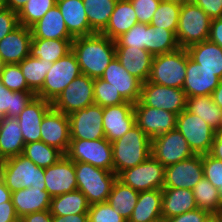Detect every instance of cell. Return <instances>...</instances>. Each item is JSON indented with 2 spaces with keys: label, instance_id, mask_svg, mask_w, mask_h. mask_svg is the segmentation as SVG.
<instances>
[{
  "label": "cell",
  "instance_id": "obj_1",
  "mask_svg": "<svg viewBox=\"0 0 222 222\" xmlns=\"http://www.w3.org/2000/svg\"><path fill=\"white\" fill-rule=\"evenodd\" d=\"M72 52L77 58L81 73L97 79L115 58V41L101 33L75 37Z\"/></svg>",
  "mask_w": 222,
  "mask_h": 222
},
{
  "label": "cell",
  "instance_id": "obj_2",
  "mask_svg": "<svg viewBox=\"0 0 222 222\" xmlns=\"http://www.w3.org/2000/svg\"><path fill=\"white\" fill-rule=\"evenodd\" d=\"M111 144L113 172L116 175L143 163L151 156V139L136 124Z\"/></svg>",
  "mask_w": 222,
  "mask_h": 222
},
{
  "label": "cell",
  "instance_id": "obj_3",
  "mask_svg": "<svg viewBox=\"0 0 222 222\" xmlns=\"http://www.w3.org/2000/svg\"><path fill=\"white\" fill-rule=\"evenodd\" d=\"M0 177L11 192L30 187L46 190L44 168L22 154L1 161Z\"/></svg>",
  "mask_w": 222,
  "mask_h": 222
},
{
  "label": "cell",
  "instance_id": "obj_4",
  "mask_svg": "<svg viewBox=\"0 0 222 222\" xmlns=\"http://www.w3.org/2000/svg\"><path fill=\"white\" fill-rule=\"evenodd\" d=\"M77 190L81 191L90 205L106 202L117 175L114 172L88 163L75 162Z\"/></svg>",
  "mask_w": 222,
  "mask_h": 222
},
{
  "label": "cell",
  "instance_id": "obj_5",
  "mask_svg": "<svg viewBox=\"0 0 222 222\" xmlns=\"http://www.w3.org/2000/svg\"><path fill=\"white\" fill-rule=\"evenodd\" d=\"M212 19L191 0L183 1L180 9L176 38L180 48L209 39Z\"/></svg>",
  "mask_w": 222,
  "mask_h": 222
},
{
  "label": "cell",
  "instance_id": "obj_6",
  "mask_svg": "<svg viewBox=\"0 0 222 222\" xmlns=\"http://www.w3.org/2000/svg\"><path fill=\"white\" fill-rule=\"evenodd\" d=\"M187 66V50L179 48L170 53L153 56L150 75L147 81L182 89Z\"/></svg>",
  "mask_w": 222,
  "mask_h": 222
},
{
  "label": "cell",
  "instance_id": "obj_7",
  "mask_svg": "<svg viewBox=\"0 0 222 222\" xmlns=\"http://www.w3.org/2000/svg\"><path fill=\"white\" fill-rule=\"evenodd\" d=\"M81 73L75 54L71 51L58 59L48 70L42 88L37 97L53 103L62 91Z\"/></svg>",
  "mask_w": 222,
  "mask_h": 222
},
{
  "label": "cell",
  "instance_id": "obj_8",
  "mask_svg": "<svg viewBox=\"0 0 222 222\" xmlns=\"http://www.w3.org/2000/svg\"><path fill=\"white\" fill-rule=\"evenodd\" d=\"M74 162L91 164L113 172L112 144L106 138L96 140L70 139L65 154Z\"/></svg>",
  "mask_w": 222,
  "mask_h": 222
},
{
  "label": "cell",
  "instance_id": "obj_9",
  "mask_svg": "<svg viewBox=\"0 0 222 222\" xmlns=\"http://www.w3.org/2000/svg\"><path fill=\"white\" fill-rule=\"evenodd\" d=\"M165 169L166 167L151 155L143 163L121 171L117 179L138 192L162 190Z\"/></svg>",
  "mask_w": 222,
  "mask_h": 222
},
{
  "label": "cell",
  "instance_id": "obj_10",
  "mask_svg": "<svg viewBox=\"0 0 222 222\" xmlns=\"http://www.w3.org/2000/svg\"><path fill=\"white\" fill-rule=\"evenodd\" d=\"M176 128L186 139L194 154L210 153L216 131L201 117L185 109L177 115Z\"/></svg>",
  "mask_w": 222,
  "mask_h": 222
},
{
  "label": "cell",
  "instance_id": "obj_11",
  "mask_svg": "<svg viewBox=\"0 0 222 222\" xmlns=\"http://www.w3.org/2000/svg\"><path fill=\"white\" fill-rule=\"evenodd\" d=\"M187 96L183 89L162 86L150 81L142 83L140 99L134 106H149L179 115L186 109Z\"/></svg>",
  "mask_w": 222,
  "mask_h": 222
},
{
  "label": "cell",
  "instance_id": "obj_12",
  "mask_svg": "<svg viewBox=\"0 0 222 222\" xmlns=\"http://www.w3.org/2000/svg\"><path fill=\"white\" fill-rule=\"evenodd\" d=\"M94 79L80 74L67 86L52 103V107L65 115L94 104Z\"/></svg>",
  "mask_w": 222,
  "mask_h": 222
},
{
  "label": "cell",
  "instance_id": "obj_13",
  "mask_svg": "<svg viewBox=\"0 0 222 222\" xmlns=\"http://www.w3.org/2000/svg\"><path fill=\"white\" fill-rule=\"evenodd\" d=\"M151 155L166 167L195 154L180 131L175 128L151 139Z\"/></svg>",
  "mask_w": 222,
  "mask_h": 222
},
{
  "label": "cell",
  "instance_id": "obj_14",
  "mask_svg": "<svg viewBox=\"0 0 222 222\" xmlns=\"http://www.w3.org/2000/svg\"><path fill=\"white\" fill-rule=\"evenodd\" d=\"M70 139L96 140L105 138L103 107L92 104L68 115Z\"/></svg>",
  "mask_w": 222,
  "mask_h": 222
},
{
  "label": "cell",
  "instance_id": "obj_15",
  "mask_svg": "<svg viewBox=\"0 0 222 222\" xmlns=\"http://www.w3.org/2000/svg\"><path fill=\"white\" fill-rule=\"evenodd\" d=\"M203 177V155L195 154L188 159L166 166L163 188L193 190Z\"/></svg>",
  "mask_w": 222,
  "mask_h": 222
},
{
  "label": "cell",
  "instance_id": "obj_16",
  "mask_svg": "<svg viewBox=\"0 0 222 222\" xmlns=\"http://www.w3.org/2000/svg\"><path fill=\"white\" fill-rule=\"evenodd\" d=\"M46 191L52 197L77 190L75 162L63 155L55 164L44 168Z\"/></svg>",
  "mask_w": 222,
  "mask_h": 222
},
{
  "label": "cell",
  "instance_id": "obj_17",
  "mask_svg": "<svg viewBox=\"0 0 222 222\" xmlns=\"http://www.w3.org/2000/svg\"><path fill=\"white\" fill-rule=\"evenodd\" d=\"M41 141L60 150L64 155L70 144L69 118L53 107L45 114L40 125Z\"/></svg>",
  "mask_w": 222,
  "mask_h": 222
},
{
  "label": "cell",
  "instance_id": "obj_18",
  "mask_svg": "<svg viewBox=\"0 0 222 222\" xmlns=\"http://www.w3.org/2000/svg\"><path fill=\"white\" fill-rule=\"evenodd\" d=\"M135 124L150 138L176 128L177 114L149 106H134Z\"/></svg>",
  "mask_w": 222,
  "mask_h": 222
},
{
  "label": "cell",
  "instance_id": "obj_19",
  "mask_svg": "<svg viewBox=\"0 0 222 222\" xmlns=\"http://www.w3.org/2000/svg\"><path fill=\"white\" fill-rule=\"evenodd\" d=\"M102 125L107 140L114 142L120 139L135 125L134 104L127 101L104 107Z\"/></svg>",
  "mask_w": 222,
  "mask_h": 222
},
{
  "label": "cell",
  "instance_id": "obj_20",
  "mask_svg": "<svg viewBox=\"0 0 222 222\" xmlns=\"http://www.w3.org/2000/svg\"><path fill=\"white\" fill-rule=\"evenodd\" d=\"M119 91L128 102L135 104L140 99L142 82L132 76L115 57L100 77Z\"/></svg>",
  "mask_w": 222,
  "mask_h": 222
},
{
  "label": "cell",
  "instance_id": "obj_21",
  "mask_svg": "<svg viewBox=\"0 0 222 222\" xmlns=\"http://www.w3.org/2000/svg\"><path fill=\"white\" fill-rule=\"evenodd\" d=\"M221 79L189 58L187 52L186 77L183 91L188 97L211 95Z\"/></svg>",
  "mask_w": 222,
  "mask_h": 222
},
{
  "label": "cell",
  "instance_id": "obj_22",
  "mask_svg": "<svg viewBox=\"0 0 222 222\" xmlns=\"http://www.w3.org/2000/svg\"><path fill=\"white\" fill-rule=\"evenodd\" d=\"M52 103L35 96L17 117L25 144L41 140L40 125Z\"/></svg>",
  "mask_w": 222,
  "mask_h": 222
},
{
  "label": "cell",
  "instance_id": "obj_23",
  "mask_svg": "<svg viewBox=\"0 0 222 222\" xmlns=\"http://www.w3.org/2000/svg\"><path fill=\"white\" fill-rule=\"evenodd\" d=\"M32 42L31 30L19 25L12 32L0 40V56L5 64H19L29 56Z\"/></svg>",
  "mask_w": 222,
  "mask_h": 222
},
{
  "label": "cell",
  "instance_id": "obj_24",
  "mask_svg": "<svg viewBox=\"0 0 222 222\" xmlns=\"http://www.w3.org/2000/svg\"><path fill=\"white\" fill-rule=\"evenodd\" d=\"M115 57L120 64L142 83L149 78L153 55L145 49L115 46Z\"/></svg>",
  "mask_w": 222,
  "mask_h": 222
},
{
  "label": "cell",
  "instance_id": "obj_25",
  "mask_svg": "<svg viewBox=\"0 0 222 222\" xmlns=\"http://www.w3.org/2000/svg\"><path fill=\"white\" fill-rule=\"evenodd\" d=\"M56 5L62 13L67 30L74 38L94 34L90 29L83 0H57Z\"/></svg>",
  "mask_w": 222,
  "mask_h": 222
},
{
  "label": "cell",
  "instance_id": "obj_26",
  "mask_svg": "<svg viewBox=\"0 0 222 222\" xmlns=\"http://www.w3.org/2000/svg\"><path fill=\"white\" fill-rule=\"evenodd\" d=\"M51 196L41 188H25L12 192V203L19 218L26 214L50 210Z\"/></svg>",
  "mask_w": 222,
  "mask_h": 222
},
{
  "label": "cell",
  "instance_id": "obj_27",
  "mask_svg": "<svg viewBox=\"0 0 222 222\" xmlns=\"http://www.w3.org/2000/svg\"><path fill=\"white\" fill-rule=\"evenodd\" d=\"M32 38L40 39H74L65 25L62 13L57 5L30 27Z\"/></svg>",
  "mask_w": 222,
  "mask_h": 222
},
{
  "label": "cell",
  "instance_id": "obj_28",
  "mask_svg": "<svg viewBox=\"0 0 222 222\" xmlns=\"http://www.w3.org/2000/svg\"><path fill=\"white\" fill-rule=\"evenodd\" d=\"M197 208L193 191L181 188L162 189V220L184 214Z\"/></svg>",
  "mask_w": 222,
  "mask_h": 222
},
{
  "label": "cell",
  "instance_id": "obj_29",
  "mask_svg": "<svg viewBox=\"0 0 222 222\" xmlns=\"http://www.w3.org/2000/svg\"><path fill=\"white\" fill-rule=\"evenodd\" d=\"M25 142L21 133V128L14 117H4L0 120V159H5L21 155Z\"/></svg>",
  "mask_w": 222,
  "mask_h": 222
},
{
  "label": "cell",
  "instance_id": "obj_30",
  "mask_svg": "<svg viewBox=\"0 0 222 222\" xmlns=\"http://www.w3.org/2000/svg\"><path fill=\"white\" fill-rule=\"evenodd\" d=\"M128 222H163L162 190L141 191Z\"/></svg>",
  "mask_w": 222,
  "mask_h": 222
},
{
  "label": "cell",
  "instance_id": "obj_31",
  "mask_svg": "<svg viewBox=\"0 0 222 222\" xmlns=\"http://www.w3.org/2000/svg\"><path fill=\"white\" fill-rule=\"evenodd\" d=\"M137 23L138 20L130 0H118L110 16L108 25L101 34L115 41Z\"/></svg>",
  "mask_w": 222,
  "mask_h": 222
},
{
  "label": "cell",
  "instance_id": "obj_32",
  "mask_svg": "<svg viewBox=\"0 0 222 222\" xmlns=\"http://www.w3.org/2000/svg\"><path fill=\"white\" fill-rule=\"evenodd\" d=\"M189 58L201 67L214 72L222 80V48L216 43L205 40L186 48Z\"/></svg>",
  "mask_w": 222,
  "mask_h": 222
},
{
  "label": "cell",
  "instance_id": "obj_33",
  "mask_svg": "<svg viewBox=\"0 0 222 222\" xmlns=\"http://www.w3.org/2000/svg\"><path fill=\"white\" fill-rule=\"evenodd\" d=\"M73 40L32 38L29 55L54 63L72 51Z\"/></svg>",
  "mask_w": 222,
  "mask_h": 222
},
{
  "label": "cell",
  "instance_id": "obj_34",
  "mask_svg": "<svg viewBox=\"0 0 222 222\" xmlns=\"http://www.w3.org/2000/svg\"><path fill=\"white\" fill-rule=\"evenodd\" d=\"M90 204L84 194L79 191L52 197L50 213L52 216H70L88 214Z\"/></svg>",
  "mask_w": 222,
  "mask_h": 222
},
{
  "label": "cell",
  "instance_id": "obj_35",
  "mask_svg": "<svg viewBox=\"0 0 222 222\" xmlns=\"http://www.w3.org/2000/svg\"><path fill=\"white\" fill-rule=\"evenodd\" d=\"M139 192L116 179L107 203L128 222L138 201Z\"/></svg>",
  "mask_w": 222,
  "mask_h": 222
},
{
  "label": "cell",
  "instance_id": "obj_36",
  "mask_svg": "<svg viewBox=\"0 0 222 222\" xmlns=\"http://www.w3.org/2000/svg\"><path fill=\"white\" fill-rule=\"evenodd\" d=\"M35 96L33 91L13 92L7 89L0 80V120L4 117L17 118Z\"/></svg>",
  "mask_w": 222,
  "mask_h": 222
},
{
  "label": "cell",
  "instance_id": "obj_37",
  "mask_svg": "<svg viewBox=\"0 0 222 222\" xmlns=\"http://www.w3.org/2000/svg\"><path fill=\"white\" fill-rule=\"evenodd\" d=\"M118 0H83L90 29L101 33L108 25Z\"/></svg>",
  "mask_w": 222,
  "mask_h": 222
},
{
  "label": "cell",
  "instance_id": "obj_38",
  "mask_svg": "<svg viewBox=\"0 0 222 222\" xmlns=\"http://www.w3.org/2000/svg\"><path fill=\"white\" fill-rule=\"evenodd\" d=\"M186 110L201 117L211 128L217 131L221 121L222 109L214 103L211 95L188 97Z\"/></svg>",
  "mask_w": 222,
  "mask_h": 222
},
{
  "label": "cell",
  "instance_id": "obj_39",
  "mask_svg": "<svg viewBox=\"0 0 222 222\" xmlns=\"http://www.w3.org/2000/svg\"><path fill=\"white\" fill-rule=\"evenodd\" d=\"M179 48L180 46L174 31L151 25L147 27L146 50L153 56L170 53Z\"/></svg>",
  "mask_w": 222,
  "mask_h": 222
},
{
  "label": "cell",
  "instance_id": "obj_40",
  "mask_svg": "<svg viewBox=\"0 0 222 222\" xmlns=\"http://www.w3.org/2000/svg\"><path fill=\"white\" fill-rule=\"evenodd\" d=\"M52 64V62L33 58L30 55L19 63L28 87L35 94L42 88L46 74L52 67Z\"/></svg>",
  "mask_w": 222,
  "mask_h": 222
},
{
  "label": "cell",
  "instance_id": "obj_41",
  "mask_svg": "<svg viewBox=\"0 0 222 222\" xmlns=\"http://www.w3.org/2000/svg\"><path fill=\"white\" fill-rule=\"evenodd\" d=\"M193 195L197 208L208 211L211 215L222 210V201L219 190L205 177L194 187Z\"/></svg>",
  "mask_w": 222,
  "mask_h": 222
},
{
  "label": "cell",
  "instance_id": "obj_42",
  "mask_svg": "<svg viewBox=\"0 0 222 222\" xmlns=\"http://www.w3.org/2000/svg\"><path fill=\"white\" fill-rule=\"evenodd\" d=\"M22 155L30 159L38 167L47 168L55 164L64 154L55 147L40 141L24 145Z\"/></svg>",
  "mask_w": 222,
  "mask_h": 222
},
{
  "label": "cell",
  "instance_id": "obj_43",
  "mask_svg": "<svg viewBox=\"0 0 222 222\" xmlns=\"http://www.w3.org/2000/svg\"><path fill=\"white\" fill-rule=\"evenodd\" d=\"M181 5L182 2L179 1L161 0L149 25L165 28L176 33L178 29Z\"/></svg>",
  "mask_w": 222,
  "mask_h": 222
},
{
  "label": "cell",
  "instance_id": "obj_44",
  "mask_svg": "<svg viewBox=\"0 0 222 222\" xmlns=\"http://www.w3.org/2000/svg\"><path fill=\"white\" fill-rule=\"evenodd\" d=\"M57 0H28L18 13L19 25L30 28L38 22L46 12L56 5Z\"/></svg>",
  "mask_w": 222,
  "mask_h": 222
},
{
  "label": "cell",
  "instance_id": "obj_45",
  "mask_svg": "<svg viewBox=\"0 0 222 222\" xmlns=\"http://www.w3.org/2000/svg\"><path fill=\"white\" fill-rule=\"evenodd\" d=\"M93 92L94 103L103 108L127 102L119 91H116L110 83L101 78L94 79Z\"/></svg>",
  "mask_w": 222,
  "mask_h": 222
},
{
  "label": "cell",
  "instance_id": "obj_46",
  "mask_svg": "<svg viewBox=\"0 0 222 222\" xmlns=\"http://www.w3.org/2000/svg\"><path fill=\"white\" fill-rule=\"evenodd\" d=\"M0 80L7 89L13 92L32 91L26 83L19 64H5L0 73Z\"/></svg>",
  "mask_w": 222,
  "mask_h": 222
},
{
  "label": "cell",
  "instance_id": "obj_47",
  "mask_svg": "<svg viewBox=\"0 0 222 222\" xmlns=\"http://www.w3.org/2000/svg\"><path fill=\"white\" fill-rule=\"evenodd\" d=\"M149 24L137 23L115 40V46H128L146 50L147 27Z\"/></svg>",
  "mask_w": 222,
  "mask_h": 222
},
{
  "label": "cell",
  "instance_id": "obj_48",
  "mask_svg": "<svg viewBox=\"0 0 222 222\" xmlns=\"http://www.w3.org/2000/svg\"><path fill=\"white\" fill-rule=\"evenodd\" d=\"M89 222H127L119 212L107 202L90 205L88 210Z\"/></svg>",
  "mask_w": 222,
  "mask_h": 222
},
{
  "label": "cell",
  "instance_id": "obj_49",
  "mask_svg": "<svg viewBox=\"0 0 222 222\" xmlns=\"http://www.w3.org/2000/svg\"><path fill=\"white\" fill-rule=\"evenodd\" d=\"M204 177L216 188L222 189V161L209 153L203 154Z\"/></svg>",
  "mask_w": 222,
  "mask_h": 222
},
{
  "label": "cell",
  "instance_id": "obj_50",
  "mask_svg": "<svg viewBox=\"0 0 222 222\" xmlns=\"http://www.w3.org/2000/svg\"><path fill=\"white\" fill-rule=\"evenodd\" d=\"M161 0H130L138 23L150 24Z\"/></svg>",
  "mask_w": 222,
  "mask_h": 222
},
{
  "label": "cell",
  "instance_id": "obj_51",
  "mask_svg": "<svg viewBox=\"0 0 222 222\" xmlns=\"http://www.w3.org/2000/svg\"><path fill=\"white\" fill-rule=\"evenodd\" d=\"M18 26V13L7 8L0 11V40H2Z\"/></svg>",
  "mask_w": 222,
  "mask_h": 222
},
{
  "label": "cell",
  "instance_id": "obj_52",
  "mask_svg": "<svg viewBox=\"0 0 222 222\" xmlns=\"http://www.w3.org/2000/svg\"><path fill=\"white\" fill-rule=\"evenodd\" d=\"M211 218L212 215L208 211L196 208L184 214L171 217L165 222H209Z\"/></svg>",
  "mask_w": 222,
  "mask_h": 222
},
{
  "label": "cell",
  "instance_id": "obj_53",
  "mask_svg": "<svg viewBox=\"0 0 222 222\" xmlns=\"http://www.w3.org/2000/svg\"><path fill=\"white\" fill-rule=\"evenodd\" d=\"M198 5L212 20L222 17V0H191Z\"/></svg>",
  "mask_w": 222,
  "mask_h": 222
},
{
  "label": "cell",
  "instance_id": "obj_54",
  "mask_svg": "<svg viewBox=\"0 0 222 222\" xmlns=\"http://www.w3.org/2000/svg\"><path fill=\"white\" fill-rule=\"evenodd\" d=\"M12 200L0 204V222H19Z\"/></svg>",
  "mask_w": 222,
  "mask_h": 222
},
{
  "label": "cell",
  "instance_id": "obj_55",
  "mask_svg": "<svg viewBox=\"0 0 222 222\" xmlns=\"http://www.w3.org/2000/svg\"><path fill=\"white\" fill-rule=\"evenodd\" d=\"M19 222H53V216L50 210L34 212L24 215Z\"/></svg>",
  "mask_w": 222,
  "mask_h": 222
},
{
  "label": "cell",
  "instance_id": "obj_56",
  "mask_svg": "<svg viewBox=\"0 0 222 222\" xmlns=\"http://www.w3.org/2000/svg\"><path fill=\"white\" fill-rule=\"evenodd\" d=\"M209 40L222 48V17L211 21Z\"/></svg>",
  "mask_w": 222,
  "mask_h": 222
},
{
  "label": "cell",
  "instance_id": "obj_57",
  "mask_svg": "<svg viewBox=\"0 0 222 222\" xmlns=\"http://www.w3.org/2000/svg\"><path fill=\"white\" fill-rule=\"evenodd\" d=\"M53 222H89L88 214H76L70 216H53Z\"/></svg>",
  "mask_w": 222,
  "mask_h": 222
},
{
  "label": "cell",
  "instance_id": "obj_58",
  "mask_svg": "<svg viewBox=\"0 0 222 222\" xmlns=\"http://www.w3.org/2000/svg\"><path fill=\"white\" fill-rule=\"evenodd\" d=\"M214 158L222 161V135L216 134L209 153Z\"/></svg>",
  "mask_w": 222,
  "mask_h": 222
},
{
  "label": "cell",
  "instance_id": "obj_59",
  "mask_svg": "<svg viewBox=\"0 0 222 222\" xmlns=\"http://www.w3.org/2000/svg\"><path fill=\"white\" fill-rule=\"evenodd\" d=\"M28 0H4L5 8L19 13Z\"/></svg>",
  "mask_w": 222,
  "mask_h": 222
},
{
  "label": "cell",
  "instance_id": "obj_60",
  "mask_svg": "<svg viewBox=\"0 0 222 222\" xmlns=\"http://www.w3.org/2000/svg\"><path fill=\"white\" fill-rule=\"evenodd\" d=\"M12 198V192L7 188L4 181L0 177V204L9 202Z\"/></svg>",
  "mask_w": 222,
  "mask_h": 222
},
{
  "label": "cell",
  "instance_id": "obj_61",
  "mask_svg": "<svg viewBox=\"0 0 222 222\" xmlns=\"http://www.w3.org/2000/svg\"><path fill=\"white\" fill-rule=\"evenodd\" d=\"M211 97H212L214 103L220 109H222V80L220 81L219 85L215 88V90L211 94Z\"/></svg>",
  "mask_w": 222,
  "mask_h": 222
},
{
  "label": "cell",
  "instance_id": "obj_62",
  "mask_svg": "<svg viewBox=\"0 0 222 222\" xmlns=\"http://www.w3.org/2000/svg\"><path fill=\"white\" fill-rule=\"evenodd\" d=\"M211 219L214 222H222V210L219 211L218 213L213 214Z\"/></svg>",
  "mask_w": 222,
  "mask_h": 222
},
{
  "label": "cell",
  "instance_id": "obj_63",
  "mask_svg": "<svg viewBox=\"0 0 222 222\" xmlns=\"http://www.w3.org/2000/svg\"><path fill=\"white\" fill-rule=\"evenodd\" d=\"M216 134L222 135V115H221L220 125H219V127H218V129L216 131Z\"/></svg>",
  "mask_w": 222,
  "mask_h": 222
},
{
  "label": "cell",
  "instance_id": "obj_64",
  "mask_svg": "<svg viewBox=\"0 0 222 222\" xmlns=\"http://www.w3.org/2000/svg\"><path fill=\"white\" fill-rule=\"evenodd\" d=\"M5 63L3 61V59L0 56V73L2 72V70L4 69Z\"/></svg>",
  "mask_w": 222,
  "mask_h": 222
},
{
  "label": "cell",
  "instance_id": "obj_65",
  "mask_svg": "<svg viewBox=\"0 0 222 222\" xmlns=\"http://www.w3.org/2000/svg\"><path fill=\"white\" fill-rule=\"evenodd\" d=\"M5 8L4 0H0V11H2Z\"/></svg>",
  "mask_w": 222,
  "mask_h": 222
},
{
  "label": "cell",
  "instance_id": "obj_66",
  "mask_svg": "<svg viewBox=\"0 0 222 222\" xmlns=\"http://www.w3.org/2000/svg\"><path fill=\"white\" fill-rule=\"evenodd\" d=\"M219 194H220V198H221V201H222V189H219Z\"/></svg>",
  "mask_w": 222,
  "mask_h": 222
},
{
  "label": "cell",
  "instance_id": "obj_67",
  "mask_svg": "<svg viewBox=\"0 0 222 222\" xmlns=\"http://www.w3.org/2000/svg\"><path fill=\"white\" fill-rule=\"evenodd\" d=\"M175 1L183 2V1H187V0H175Z\"/></svg>",
  "mask_w": 222,
  "mask_h": 222
}]
</instances>
